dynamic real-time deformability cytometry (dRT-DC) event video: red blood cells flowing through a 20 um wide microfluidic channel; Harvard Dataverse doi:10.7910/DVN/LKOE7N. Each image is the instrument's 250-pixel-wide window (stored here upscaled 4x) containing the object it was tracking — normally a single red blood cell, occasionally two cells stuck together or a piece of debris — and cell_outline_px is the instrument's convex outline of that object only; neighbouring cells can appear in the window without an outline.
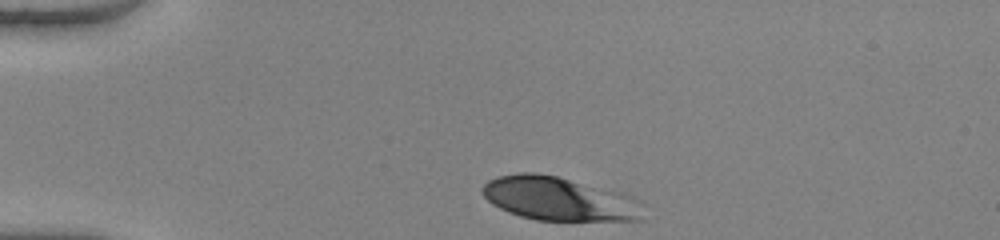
{"species": "human", "species_latin": "Homo sapiens", "temperature_condition": "warm", "stored_images_in_passage": 33, "camera_frame_rate_fps": 3000, "um_per_image_px": 0.085, "donor": {"sex": "female"}, "frame": {"image": 1, "passage_image": 1, "time_ms": 0.0, "image_size_px": [1000, 240], "cell_outline_px": [[644, 220], [536, 220], [520, 216], [508, 212], [492, 204], [480, 192], [480, 188], [488, 180], [500, 176], [520, 172], [536, 172], [556, 176], [620, 192], [644, 204]], "centroid_in_image_um": [47.51, 16.9], "position_along_channel_um": 37.5, "area_um2": 40.98}}
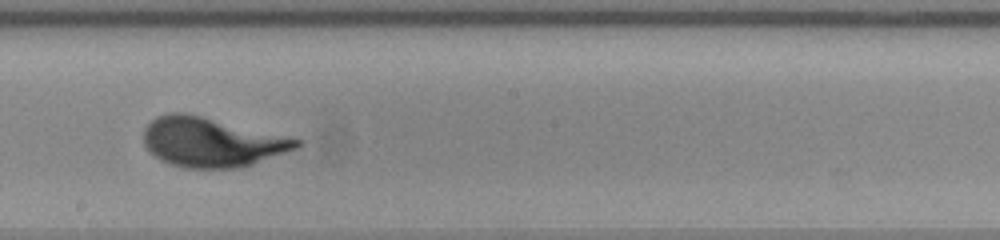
{"frame": {"image": 2, "passage_image": 19, "time_ms": 6.0, "image_size_px": [1000, 240], "cell_outline_px": [[304, 144], [296, 148], [252, 164], [236, 168], [184, 168], [160, 160], [144, 144], [144, 128], [156, 116], [168, 112], [184, 112], [304, 140]], "centroid_in_image_um": [17.98, 12.07], "position_along_channel_um": 230.2, "area_um2": 43.7}}
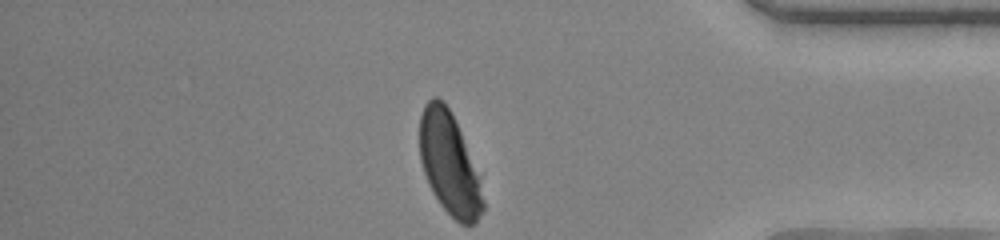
{"frame": {"image": 3, "passage_image": 33, "time_ms": 10.667, "image_size_px": [1000, 240], "cell_outline_px": [[484, 208], [476, 224], [460, 224], [440, 204], [432, 192], [428, 184], [420, 160], [420, 116], [424, 104], [432, 96], [436, 96], [448, 108], [460, 132], [480, 176], [484, 200]], "centroid_in_image_um": [38.2, 13.95], "position_along_channel_um": 397.0, "area_um2": 37.45}, "authors_computed_cell_mechanics": {"area_um2": 42.5986, "velocity_mm_per_s": 4.0556, "shape_relaxation_time_tau1_ms": 2.8496, "shape_relaxation_time_tau2_ms": null, "deformation_change_tau1": 0.2163, "deformation_change_tau2": null}}